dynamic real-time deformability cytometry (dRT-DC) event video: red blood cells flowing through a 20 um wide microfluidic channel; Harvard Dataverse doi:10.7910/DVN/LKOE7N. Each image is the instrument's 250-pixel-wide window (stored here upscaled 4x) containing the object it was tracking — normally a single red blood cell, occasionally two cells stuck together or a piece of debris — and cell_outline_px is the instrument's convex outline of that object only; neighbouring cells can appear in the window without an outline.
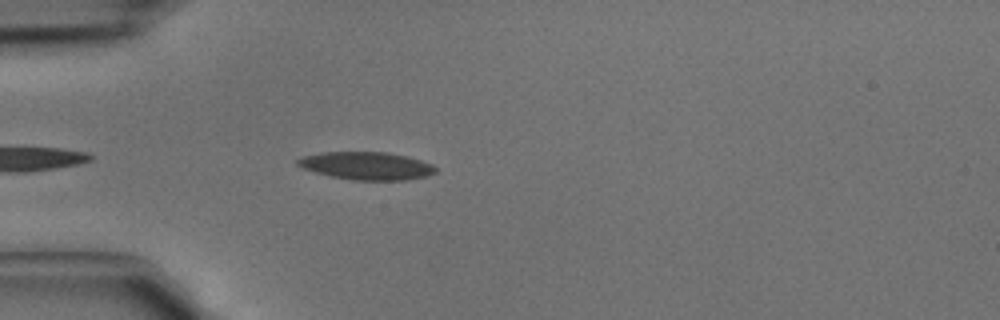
{"species": "common noctule bat (a hibernating species)", "species_latin": "Nyctalus noctula", "temperature_condition": "cold", "stored_images_in_passage": 1, "camera_frame_rate_fps": 3000, "um_per_image_px": 0.085, "animal": {"sex": "male", "body_mass_g": 15.6}, "frame": {"image": 1, "passage_image": 1, "time_ms": 0.0, "image_size_px": [1000, 320], "cell_outline_px": [[436, 172], [428, 176], [408, 180], [352, 180], [332, 176], [300, 168], [296, 164], [296, 160], [300, 156], [320, 152], [388, 152], [408, 156], [432, 164], [436, 168]], "centroid_in_image_um": [31.14, 14.09], "position_along_channel_um": 53.9, "area_um2": 22.6}}